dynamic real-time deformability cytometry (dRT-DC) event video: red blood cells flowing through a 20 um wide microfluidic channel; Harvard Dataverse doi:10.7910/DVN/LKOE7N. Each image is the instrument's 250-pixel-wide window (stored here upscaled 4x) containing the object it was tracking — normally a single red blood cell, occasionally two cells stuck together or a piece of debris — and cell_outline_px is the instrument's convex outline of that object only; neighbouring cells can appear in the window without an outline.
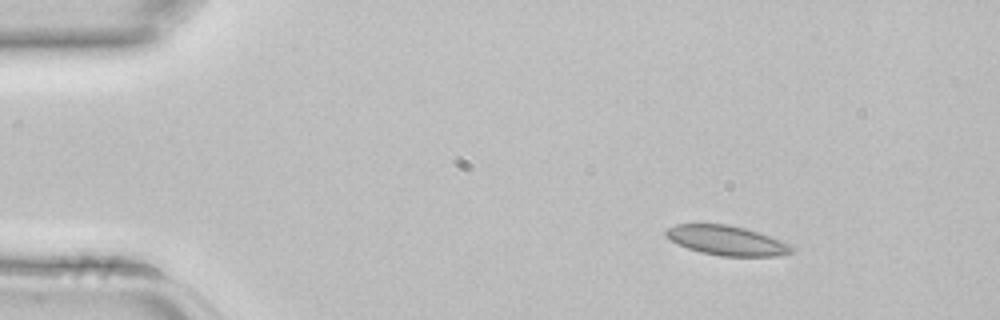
{"species": "common noctule bat (a hibernating species)", "species_latin": "Nyctalus noctula", "temperature_condition": "room temperature", "stored_images_in_passage": 4, "segment_of_instrument_passage": [1, 2], "camera_frame_rate_fps": 3000, "um_per_image_px": 0.085, "animal": {"sex": "female", "body_mass_g": 22.7, "forearm_length_mm": 54.2}, "frame": {"image": 1, "passage_image": 1, "time_ms": 0.0, "image_size_px": [1000, 320], "cell_outline_px": [[796, 252], [776, 256], [720, 256], [700, 252], [688, 248], [664, 236], [664, 232], [668, 228], [676, 224], [728, 224], [744, 228], [792, 244], [796, 248]], "centroid_in_image_um": [61.81, 20.45], "position_along_channel_um": 23.2, "area_um2": 21.68}}